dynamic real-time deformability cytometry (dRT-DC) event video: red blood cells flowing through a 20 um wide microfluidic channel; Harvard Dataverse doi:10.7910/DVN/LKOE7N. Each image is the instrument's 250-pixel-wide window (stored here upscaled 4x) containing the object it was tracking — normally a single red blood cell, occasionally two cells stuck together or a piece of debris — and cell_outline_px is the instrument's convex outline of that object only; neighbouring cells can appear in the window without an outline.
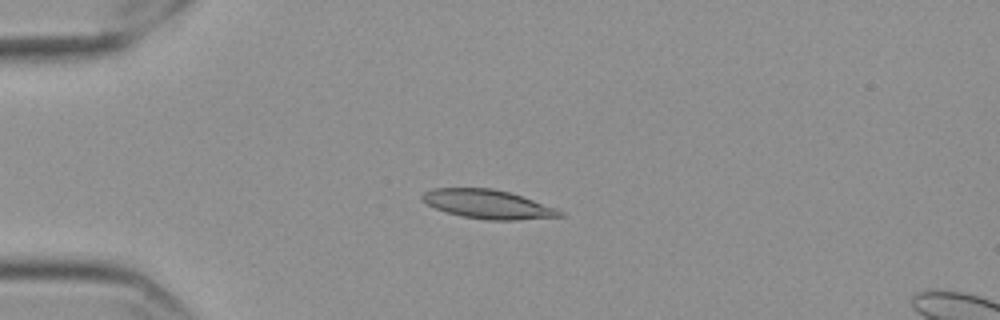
{"species": "Egyptian fruit bat (a non-hibernating species)", "species_latin": "Rousettus aegyptiacus", "temperature_condition": "cold", "stored_images_in_passage": 56, "camera_frame_rate_fps": 3000, "um_per_image_px": 0.085, "frame": {"image": 1, "passage_image": 14, "time_ms": 4.333, "image_size_px": [1000, 320], "cell_outline_px": [[564, 216], [516, 220], [488, 220], [460, 216], [436, 208], [428, 204], [420, 196], [424, 192], [432, 188], [492, 188], [508, 192], [556, 208], [564, 212]], "centroid_in_image_um": [41.46, 17.36], "position_along_channel_um": 43.5, "area_um2": 22.89}}
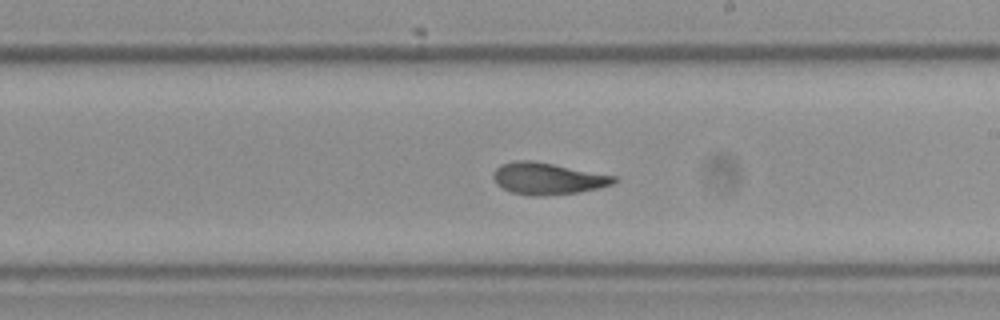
{"frame": {"image": 2, "passage_image": 33, "time_ms": 10.667, "image_size_px": [1000, 320], "cell_outline_px": [[620, 180], [612, 184], [596, 188], [576, 192], [540, 196], [532, 196], [512, 192], [496, 184], [492, 176], [496, 168], [500, 164], [516, 160], [532, 160], [616, 176]], "centroid_in_image_um": [46.53, 15.17], "position_along_channel_um": 242.5, "area_um2": 22.14}}
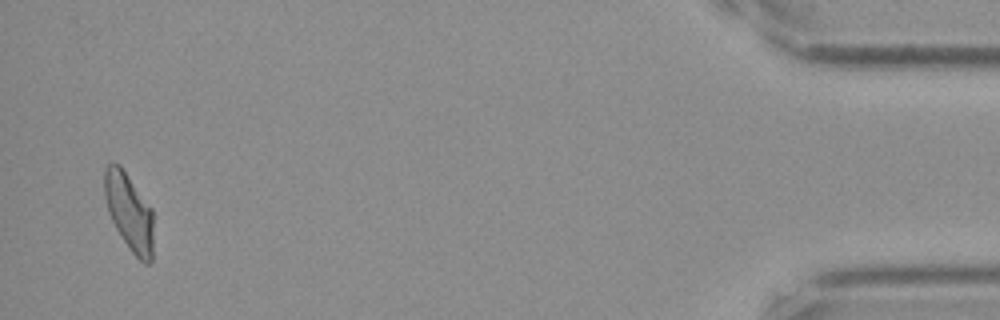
{"frame": {"image": 3, "passage_image": 55, "time_ms": 18.0, "image_size_px": [1000, 320], "cell_outline_px": [[152, 264], [144, 264], [132, 252], [116, 228], [108, 212], [104, 196], [104, 168], [112, 160], [120, 164], [152, 208]], "centroid_in_image_um": [10.96, 17.97], "position_along_channel_um": 424.2, "area_um2": 22.14}, "authors_computed_cell_mechanics": {"area_um2": 22.2819, "velocity_mm_per_s": 3.5569, "shape_relaxation_time_tau1_ms": 4.9974, "shape_relaxation_time_tau2_ms": 1.9532, "deformation_change_tau1": 0.1673, "deformation_change_tau2": 0.0771}}